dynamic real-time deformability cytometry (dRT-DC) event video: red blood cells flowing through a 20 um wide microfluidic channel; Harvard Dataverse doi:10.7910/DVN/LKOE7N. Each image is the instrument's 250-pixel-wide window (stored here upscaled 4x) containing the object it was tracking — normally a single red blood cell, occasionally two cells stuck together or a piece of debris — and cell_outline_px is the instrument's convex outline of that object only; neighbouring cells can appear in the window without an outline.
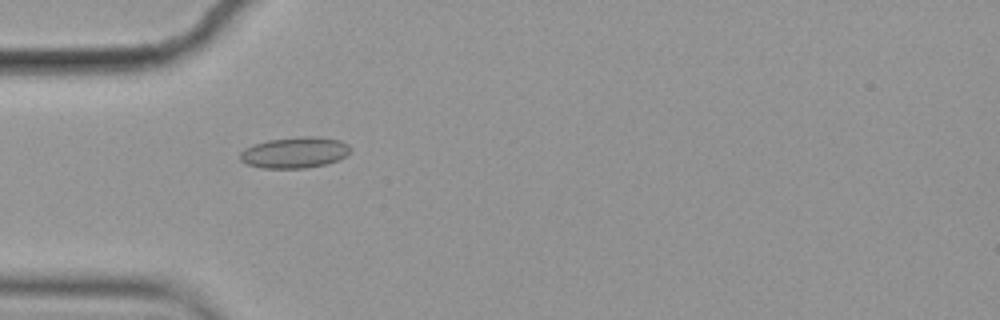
{"species": "common noctule bat (a hibernating species)", "species_latin": "Nyctalus noctula", "temperature_condition": "cold", "stored_images_in_passage": 41, "camera_frame_rate_fps": 3000, "um_per_image_px": 0.085, "animal": {"sex": "female", "body_mass_g": 19.9}, "frame": {"image": 1, "passage_image": 2, "time_ms": 0.333, "image_size_px": [1000, 320], "cell_outline_px": [[352, 152], [336, 160], [324, 164], [304, 168], [260, 168], [248, 164], [240, 160], [240, 152], [244, 148], [252, 144], [268, 140], [296, 136], [320, 136], [340, 140], [348, 144], [352, 148]], "centroid_in_image_um": [25.05, 12.94], "position_along_channel_um": 60.0, "area_um2": 20.17}}
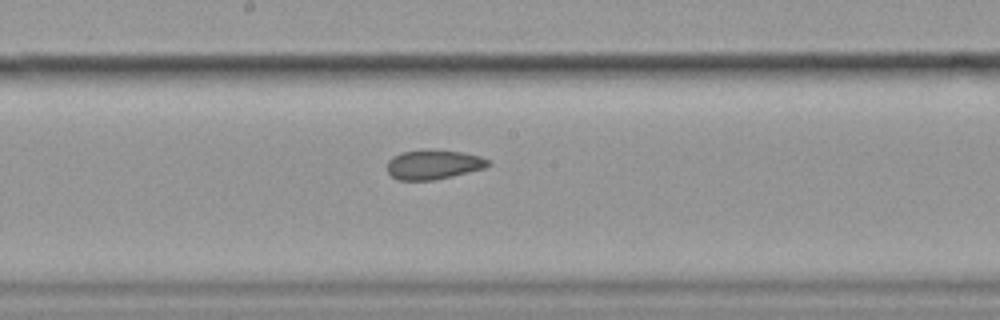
{"frame": {"image": 2, "passage_image": 15, "time_ms": 4.667, "image_size_px": [1000, 320], "cell_outline_px": [[492, 164], [484, 168], [452, 176], [432, 180], [400, 180], [392, 176], [388, 172], [388, 160], [392, 156], [400, 152], [424, 148], [460, 152], [480, 156], [488, 160]], "centroid_in_image_um": [36.82, 13.96], "position_along_channel_um": 211.4, "area_um2": 17.46}}
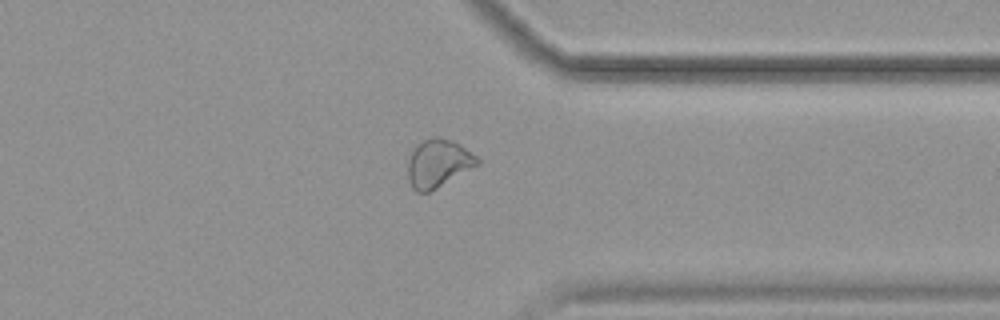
{"frame": {"image": 3, "passage_image": 29, "time_ms": 9.333, "image_size_px": [1000, 320], "cell_outline_px": [[480, 164], [436, 188], [428, 192], [416, 192], [412, 188], [408, 180], [408, 160], [412, 148], [416, 144], [424, 140], [436, 136], [440, 136], [452, 140], [460, 144], [476, 156], [480, 160]], "centroid_in_image_um": [37.23, 13.86], "position_along_channel_um": 374.2, "area_um2": 19.54}, "authors_computed_cell_mechanics": {"area_um2": 18.3804, "velocity_mm_per_s": 3.5515, "shape_relaxation_time_tau1_ms": null, "shape_relaxation_time_tau2_ms": 2.0672, "deformation_change_tau1": null, "deformation_change_tau2": 0.0569}}